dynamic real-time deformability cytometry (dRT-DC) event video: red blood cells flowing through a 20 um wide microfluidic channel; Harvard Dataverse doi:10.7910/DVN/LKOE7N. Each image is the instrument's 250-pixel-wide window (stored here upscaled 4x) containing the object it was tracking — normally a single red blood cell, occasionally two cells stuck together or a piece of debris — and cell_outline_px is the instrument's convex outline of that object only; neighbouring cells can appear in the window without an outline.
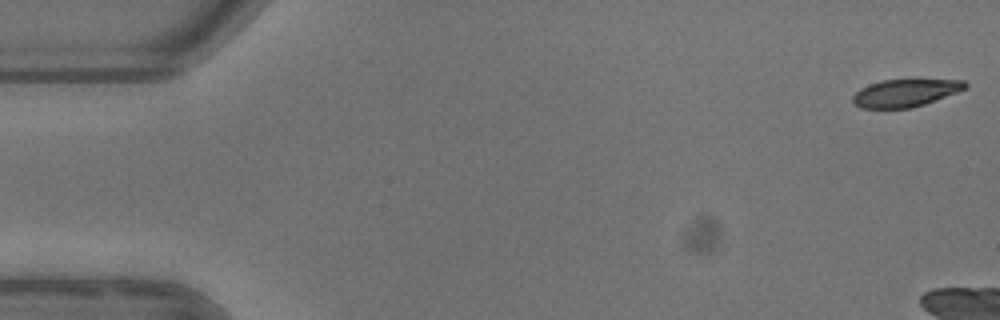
{"species": "common noctule bat (a hibernating species)", "species_latin": "Nyctalus noctula", "temperature_condition": "warm", "stored_images_in_passage": 6, "camera_frame_rate_fps": 3000, "um_per_image_px": 0.085, "animal": {"sex": "female"}, "frame": {"image": 1, "passage_image": 1, "time_ms": 0.0, "image_size_px": [1000, 320], "cell_outline_px": [[968, 84], [964, 88], [956, 92], [924, 104], [912, 108], [860, 108], [852, 104], [852, 96], [860, 88], [868, 84], [880, 80], [964, 80]], "centroid_in_image_um": [76.86, 7.9], "position_along_channel_um": 8.1, "area_um2": 17.92}}
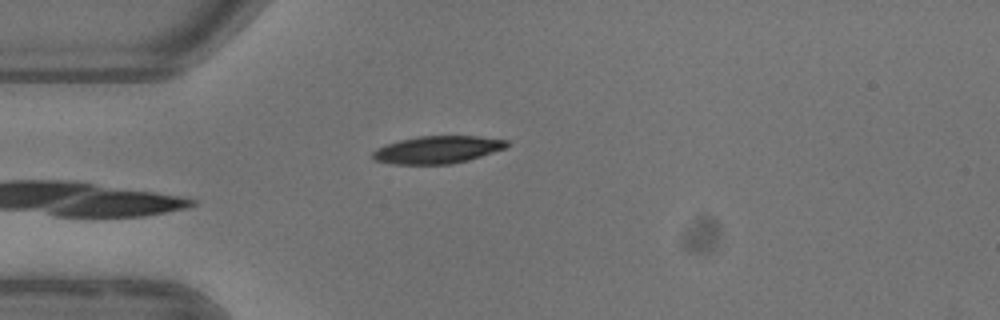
{"frame": {"image": 2, "passage_image": 6, "time_ms": 7.333, "image_size_px": [1000, 320], "cell_outline_px": [[508, 144], [504, 148], [468, 160], [452, 164], [392, 164], [372, 160], [372, 152], [376, 148], [400, 140], [416, 136], [476, 136], [508, 140]], "centroid_in_image_um": [37.13, 12.73], "position_along_channel_um": 47.9, "area_um2": 21.39}}